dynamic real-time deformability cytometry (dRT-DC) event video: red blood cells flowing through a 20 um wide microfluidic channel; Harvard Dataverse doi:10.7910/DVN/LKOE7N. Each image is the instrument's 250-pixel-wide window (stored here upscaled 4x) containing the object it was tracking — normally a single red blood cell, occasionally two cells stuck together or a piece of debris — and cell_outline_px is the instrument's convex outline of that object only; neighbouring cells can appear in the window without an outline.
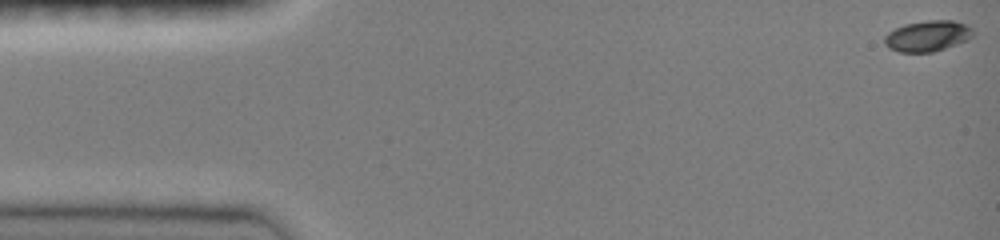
{"species": "common noctule bat (a hibernating species)", "species_latin": "Nyctalus noctula", "temperature_condition": "room temperature", "stored_images_in_passage": 47, "camera_frame_rate_fps": 3000, "um_per_image_px": 0.085, "animal": {"sex": "female", "body_mass_g": 19.0, "forearm_length_mm": 51.5}, "frame": {"image": 1, "passage_image": 1, "time_ms": 0.0, "image_size_px": [1000, 240], "cell_outline_px": [[976, 32], [968, 40], [932, 52], [900, 52], [888, 48], [884, 44], [884, 36], [888, 32], [904, 24], [928, 20], [952, 20], [964, 24], [972, 28]], "centroid_in_image_um": [78.84, 3.05], "position_along_channel_um": 6.2, "area_um2": 15.95}}
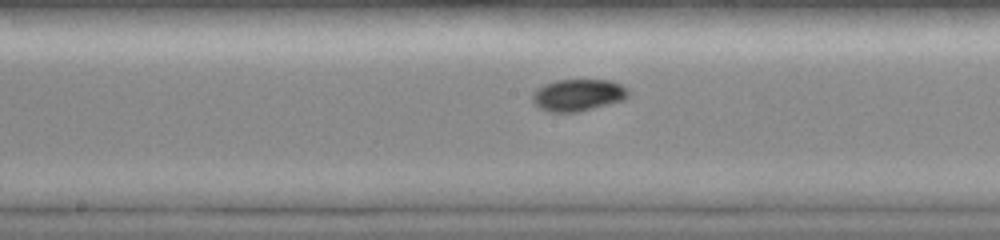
{"frame": {"image": 2, "passage_image": 25, "time_ms": 8.0, "image_size_px": [1000, 240], "cell_outline_px": [[628, 96], [624, 100], [576, 112], [548, 112], [540, 108], [532, 100], [532, 92], [536, 88], [544, 84], [556, 80], [612, 80], [620, 84], [628, 92]], "centroid_in_image_um": [49.09, 8.07], "position_along_channel_um": 199.1, "area_um2": 17.74}}
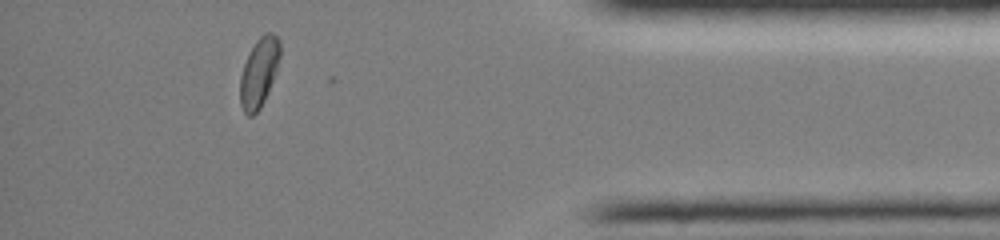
{"frame": {"image": 3, "passage_image": 43, "time_ms": 14.0, "image_size_px": [1000, 240], "cell_outline_px": [[280, 56], [276, 72], [264, 100], [260, 108], [252, 116], [248, 116], [244, 112], [240, 104], [240, 76], [244, 64], [256, 40], [264, 32], [272, 32], [280, 40]], "centroid_in_image_um": [22.02, 6.15], "position_along_channel_um": 413.2, "area_um2": 16.01}, "authors_computed_cell_mechanics": {"area_um2": 16.3574, "velocity_mm_per_s": 4.0121, "shape_relaxation_time_tau1_ms": 3.2821, "shape_relaxation_time_tau2_ms": null, "deformation_change_tau1": 0.1022, "deformation_change_tau2": null}}